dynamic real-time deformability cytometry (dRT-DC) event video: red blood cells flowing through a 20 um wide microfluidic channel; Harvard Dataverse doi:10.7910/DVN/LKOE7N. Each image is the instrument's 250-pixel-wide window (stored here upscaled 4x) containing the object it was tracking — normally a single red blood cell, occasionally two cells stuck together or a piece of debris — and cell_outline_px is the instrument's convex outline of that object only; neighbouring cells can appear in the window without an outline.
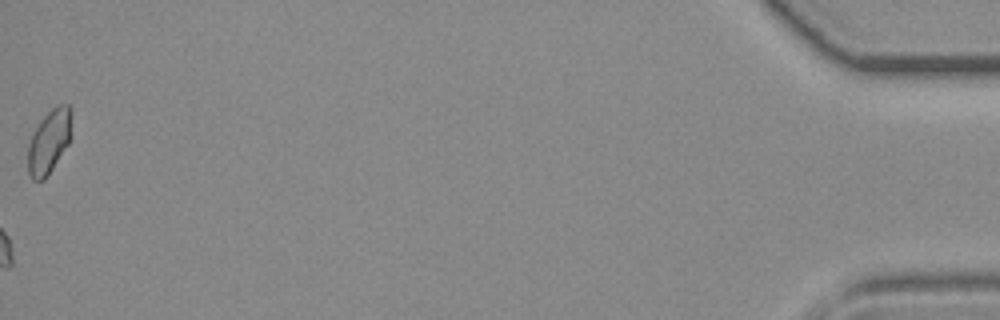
{"species": "common noctule bat (a hibernating species)", "species_latin": "Nyctalus noctula", "temperature_condition": "room temperature", "stored_images_in_passage": 46, "camera_frame_rate_fps": 3000, "um_per_image_px": 0.085, "animal": {"sex": "female", "body_mass_g": 19.3, "forearm_length_mm": 54.1}, "frame": {"image": 1, "passage_image": 46, "time_ms": 15.0, "image_size_px": [1000, 320], "cell_outline_px": [[72, 112], [68, 144], [44, 180], [32, 180], [28, 172], [28, 144], [40, 120], [56, 104], [68, 104], [72, 108]], "centroid_in_image_um": [4.17, 12.0], "position_along_channel_um": 431.0, "area_um2": 16.01}}